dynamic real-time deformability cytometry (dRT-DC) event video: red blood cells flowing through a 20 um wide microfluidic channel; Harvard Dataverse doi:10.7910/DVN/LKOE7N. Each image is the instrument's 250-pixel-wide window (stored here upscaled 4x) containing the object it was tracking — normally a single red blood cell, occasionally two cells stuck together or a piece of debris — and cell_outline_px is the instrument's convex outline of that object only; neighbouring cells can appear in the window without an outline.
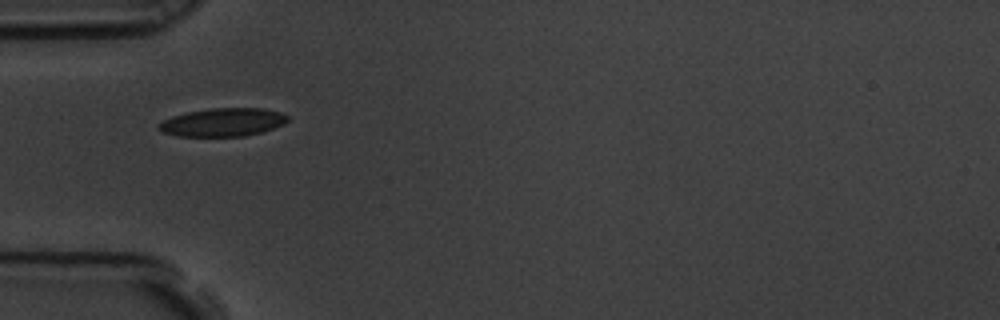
{"species": "common noctule bat (a hibernating species)", "species_latin": "Nyctalus noctula", "temperature_condition": "room temperature", "stored_images_in_passage": 2, "camera_frame_rate_fps": 3000, "um_per_image_px": 0.085, "animal": {"sex": "male", "body_mass_g": 19.5, "forearm_length_mm": 54.6}, "frame": {"image": 1, "passage_image": 1, "time_ms": 0.0, "image_size_px": [1000, 320], "cell_outline_px": [[288, 120], [284, 124], [260, 132], [244, 136], [176, 136], [164, 132], [156, 128], [156, 124], [172, 116], [188, 112], [212, 108], [264, 108], [280, 112], [288, 116]], "centroid_in_image_um": [18.92, 10.39], "position_along_channel_um": 66.1, "area_um2": 21.15}}
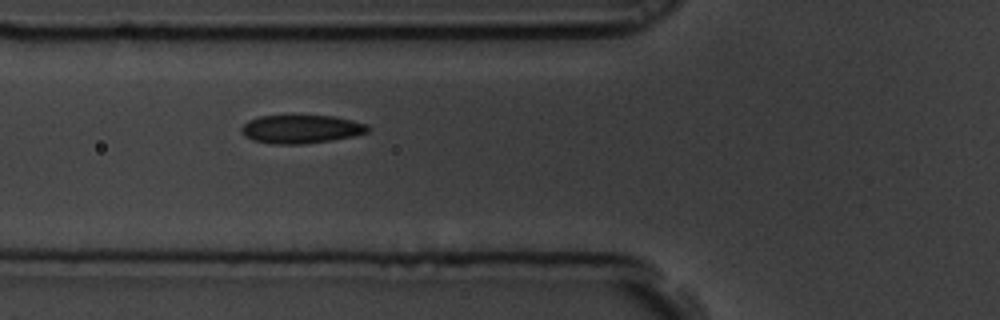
{"frame": {"image": 2, "passage_image": 2, "time_ms": 0.333, "image_size_px": [1000, 320], "cell_outline_px": [[372, 128], [368, 132], [352, 136], [332, 140], [304, 144], [272, 144], [252, 140], [244, 136], [240, 132], [240, 128], [248, 120], [260, 116], [336, 116], [368, 124]], "centroid_in_image_um": [25.59, 10.98], "position_along_channel_um": 100.2, "area_um2": 21.1}}